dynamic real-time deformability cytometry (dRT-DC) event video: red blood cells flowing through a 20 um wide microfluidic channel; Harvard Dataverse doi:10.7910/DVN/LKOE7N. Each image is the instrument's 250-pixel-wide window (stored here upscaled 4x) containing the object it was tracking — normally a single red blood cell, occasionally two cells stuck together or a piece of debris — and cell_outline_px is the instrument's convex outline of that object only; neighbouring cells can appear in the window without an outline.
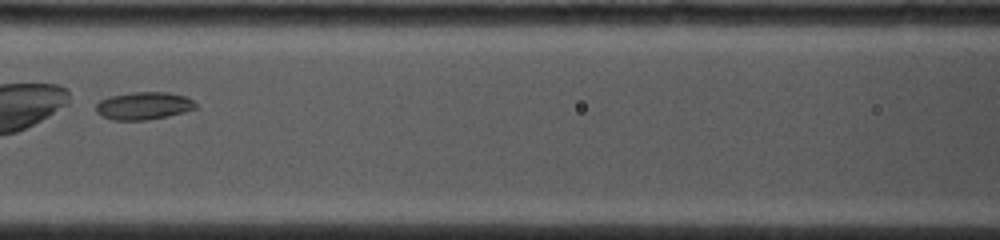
{"species": "common noctule bat (a hibernating species)", "species_latin": "Nyctalus noctula", "temperature_condition": "cold", "stored_images_in_passage": 12, "camera_frame_rate_fps": 4500, "um_per_image_px": 0.085, "animal": {"sex": "female", "body_mass_g": 19.0, "forearm_length_mm": 53.3}, "frame": {"image": 1, "passage_image": 6, "time_ms": 2.222, "image_size_px": [1000, 240], "cell_outline_px": [[196, 108], [184, 112], [168, 116], [144, 120], [112, 120], [96, 112], [96, 104], [100, 100], [112, 96], [132, 92], [168, 92], [184, 96], [192, 100], [196, 104]], "centroid_in_image_um": [12.21, 8.99], "position_along_channel_um": 154.4, "area_um2": 15.9}}
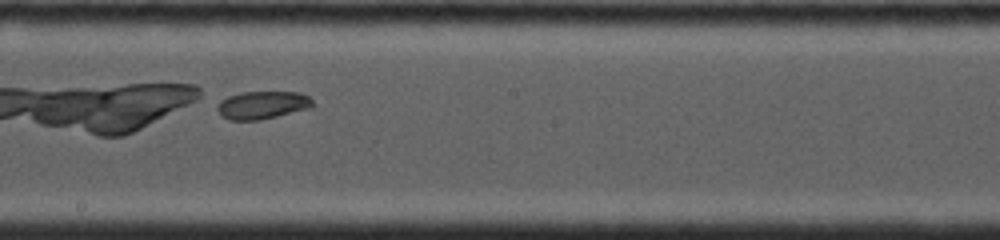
{"frame": {"image": 2, "passage_image": 10, "time_ms": 4.0, "image_size_px": [1000, 240], "cell_outline_px": [[316, 104], [312, 108], [260, 120], [228, 120], [220, 116], [216, 108], [216, 104], [220, 100], [228, 96], [240, 92], [300, 92], [308, 96]], "centroid_in_image_um": [22.29, 8.93], "position_along_channel_um": 225.9, "area_um2": 15.84}}